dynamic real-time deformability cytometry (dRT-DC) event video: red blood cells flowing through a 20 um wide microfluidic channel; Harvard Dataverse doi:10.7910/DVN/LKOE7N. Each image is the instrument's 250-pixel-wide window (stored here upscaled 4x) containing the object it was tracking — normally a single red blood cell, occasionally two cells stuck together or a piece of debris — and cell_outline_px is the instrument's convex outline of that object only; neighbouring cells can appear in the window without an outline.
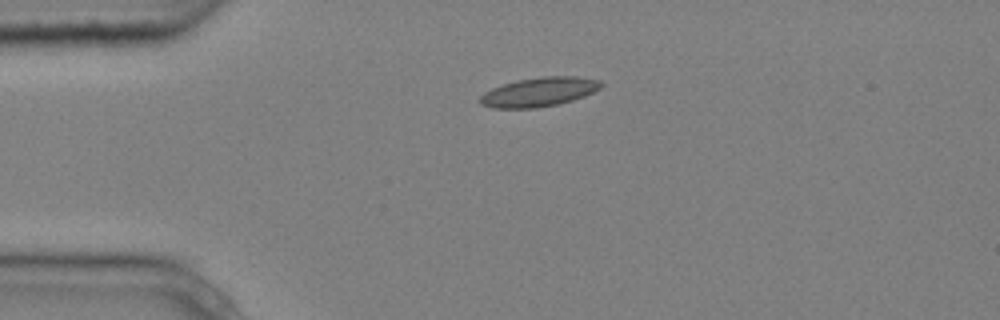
{"species": "common noctule bat (a hibernating species)", "species_latin": "Nyctalus noctula", "temperature_condition": "cold", "stored_images_in_passage": 3, "camera_frame_rate_fps": 3000, "um_per_image_px": 0.085, "animal": {"sex": "male", "body_mass_g": 20.4}, "frame": {"image": 1, "passage_image": 3, "time_ms": 0.667, "image_size_px": [1000, 320], "cell_outline_px": [[604, 84], [600, 88], [584, 96], [572, 100], [556, 104], [536, 108], [492, 108], [480, 104], [480, 96], [484, 92], [492, 88], [516, 80], [540, 76], [576, 76], [600, 80]], "centroid_in_image_um": [45.81, 7.81], "position_along_channel_um": 39.2, "area_um2": 20.58}}